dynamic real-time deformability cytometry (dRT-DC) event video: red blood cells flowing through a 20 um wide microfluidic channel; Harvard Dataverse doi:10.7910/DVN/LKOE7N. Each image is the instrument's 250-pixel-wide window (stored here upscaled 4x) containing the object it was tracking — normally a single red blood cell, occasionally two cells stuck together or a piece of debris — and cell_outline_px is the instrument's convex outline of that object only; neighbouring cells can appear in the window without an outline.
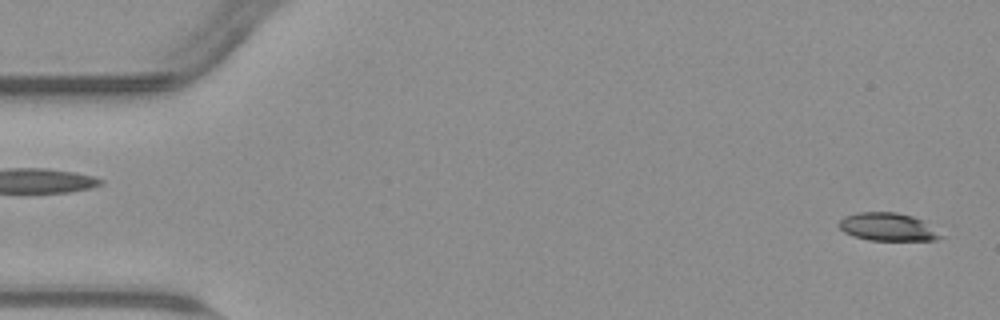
{"species": "common noctule bat (a hibernating species)", "species_latin": "Nyctalus noctula", "temperature_condition": "warm", "stored_images_in_passage": 53, "camera_frame_rate_fps": 3000, "um_per_image_px": 0.085, "animal": {"sex": "male", "body_mass_g": 23.1, "forearm_length_mm": 52.7}, "frame": {"image": 1, "passage_image": 1, "time_ms": 0.0, "image_size_px": [1000, 320], "cell_outline_px": [[944, 236], [936, 240], [868, 240], [852, 236], [844, 232], [836, 224], [844, 216], [860, 212], [896, 212], [912, 216], [924, 220], [944, 232]], "centroid_in_image_um": [75.52, 19.29], "position_along_channel_um": 9.5, "area_um2": 16.99}}
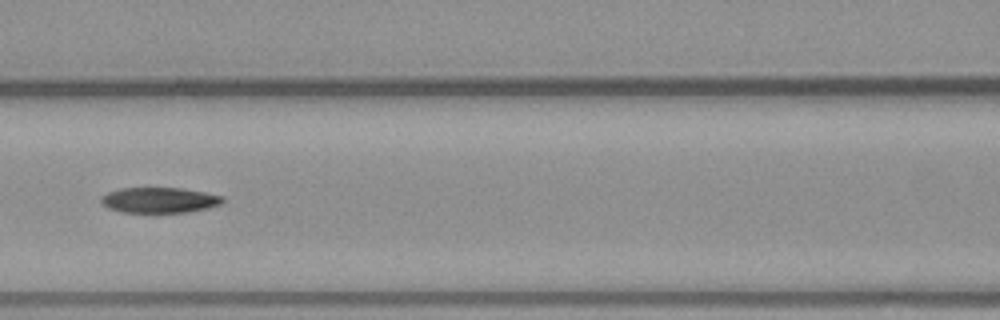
{"frame": {"image": 2, "passage_image": 23, "time_ms": 7.333, "image_size_px": [1000, 320], "cell_outline_px": [[224, 200], [220, 204], [208, 208], [188, 212], [124, 212], [108, 208], [100, 200], [100, 196], [108, 192], [120, 188], [180, 188], [204, 192], [224, 196]], "centroid_in_image_um": [13.55, 17.0], "position_along_channel_um": 153.1, "area_um2": 17.98}}
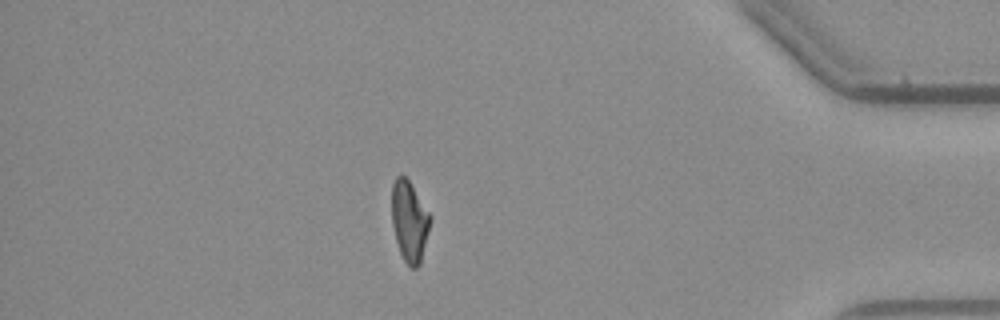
{"frame": {"image": 3, "passage_image": 46, "time_ms": 15.0, "image_size_px": [1000, 320], "cell_outline_px": [[432, 220], [420, 264], [416, 268], [412, 268], [404, 260], [400, 252], [396, 240], [392, 224], [392, 184], [396, 176], [400, 172], [408, 180], [432, 216]], "centroid_in_image_um": [34.81, 18.78], "position_along_channel_um": 400.4, "area_um2": 18.15}, "authors_computed_cell_mechanics": {"area_um2": 18.6694, "velocity_mm_per_s": 3.8091, "shape_relaxation_time_tau1_ms": 9.6559, "shape_relaxation_time_tau2_ms": null, "deformation_change_tau1": 0.2536, "deformation_change_tau2": null}}